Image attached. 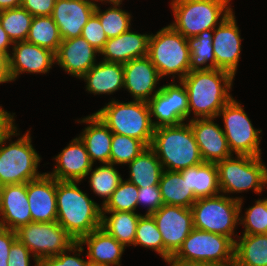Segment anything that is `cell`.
Wrapping results in <instances>:
<instances>
[{"label":"cell","instance_id":"cell-47","mask_svg":"<svg viewBox=\"0 0 267 266\" xmlns=\"http://www.w3.org/2000/svg\"><path fill=\"white\" fill-rule=\"evenodd\" d=\"M16 240V231L0 227V266H8L9 252Z\"/></svg>","mask_w":267,"mask_h":266},{"label":"cell","instance_id":"cell-37","mask_svg":"<svg viewBox=\"0 0 267 266\" xmlns=\"http://www.w3.org/2000/svg\"><path fill=\"white\" fill-rule=\"evenodd\" d=\"M138 245L152 249L164 260L163 239L152 215L142 214L138 220L133 246Z\"/></svg>","mask_w":267,"mask_h":266},{"label":"cell","instance_id":"cell-1","mask_svg":"<svg viewBox=\"0 0 267 266\" xmlns=\"http://www.w3.org/2000/svg\"><path fill=\"white\" fill-rule=\"evenodd\" d=\"M234 76L224 70L190 71L181 82L188 93L189 116L217 118L220 110L233 98L230 90Z\"/></svg>","mask_w":267,"mask_h":266},{"label":"cell","instance_id":"cell-52","mask_svg":"<svg viewBox=\"0 0 267 266\" xmlns=\"http://www.w3.org/2000/svg\"><path fill=\"white\" fill-rule=\"evenodd\" d=\"M22 0H0V11L21 7Z\"/></svg>","mask_w":267,"mask_h":266},{"label":"cell","instance_id":"cell-20","mask_svg":"<svg viewBox=\"0 0 267 266\" xmlns=\"http://www.w3.org/2000/svg\"><path fill=\"white\" fill-rule=\"evenodd\" d=\"M55 164L53 171L47 174L59 181H82L93 168L84 143L77 136L53 158Z\"/></svg>","mask_w":267,"mask_h":266},{"label":"cell","instance_id":"cell-32","mask_svg":"<svg viewBox=\"0 0 267 266\" xmlns=\"http://www.w3.org/2000/svg\"><path fill=\"white\" fill-rule=\"evenodd\" d=\"M159 188L165 205L191 208L197 200L186 182V177H182L178 171L164 170L160 178Z\"/></svg>","mask_w":267,"mask_h":266},{"label":"cell","instance_id":"cell-22","mask_svg":"<svg viewBox=\"0 0 267 266\" xmlns=\"http://www.w3.org/2000/svg\"><path fill=\"white\" fill-rule=\"evenodd\" d=\"M95 8L91 0H56L51 16L62 40L81 36Z\"/></svg>","mask_w":267,"mask_h":266},{"label":"cell","instance_id":"cell-35","mask_svg":"<svg viewBox=\"0 0 267 266\" xmlns=\"http://www.w3.org/2000/svg\"><path fill=\"white\" fill-rule=\"evenodd\" d=\"M89 174L90 177H88ZM87 178H89V184L93 193L99 198H103L102 205L107 202L123 180L115 165L111 163H104L94 168V170L91 169L87 173Z\"/></svg>","mask_w":267,"mask_h":266},{"label":"cell","instance_id":"cell-49","mask_svg":"<svg viewBox=\"0 0 267 266\" xmlns=\"http://www.w3.org/2000/svg\"><path fill=\"white\" fill-rule=\"evenodd\" d=\"M13 82L9 72V56L0 52V84Z\"/></svg>","mask_w":267,"mask_h":266},{"label":"cell","instance_id":"cell-28","mask_svg":"<svg viewBox=\"0 0 267 266\" xmlns=\"http://www.w3.org/2000/svg\"><path fill=\"white\" fill-rule=\"evenodd\" d=\"M237 238L233 266H267V234H242Z\"/></svg>","mask_w":267,"mask_h":266},{"label":"cell","instance_id":"cell-39","mask_svg":"<svg viewBox=\"0 0 267 266\" xmlns=\"http://www.w3.org/2000/svg\"><path fill=\"white\" fill-rule=\"evenodd\" d=\"M147 146L140 140L113 133L110 163L126 165L133 161Z\"/></svg>","mask_w":267,"mask_h":266},{"label":"cell","instance_id":"cell-43","mask_svg":"<svg viewBox=\"0 0 267 266\" xmlns=\"http://www.w3.org/2000/svg\"><path fill=\"white\" fill-rule=\"evenodd\" d=\"M81 36L99 52L103 49L108 37L103 30L99 17L93 13L82 29Z\"/></svg>","mask_w":267,"mask_h":266},{"label":"cell","instance_id":"cell-6","mask_svg":"<svg viewBox=\"0 0 267 266\" xmlns=\"http://www.w3.org/2000/svg\"><path fill=\"white\" fill-rule=\"evenodd\" d=\"M243 197L218 194L197 199L191 207L193 227L199 230L229 237L235 242L236 225L242 212Z\"/></svg>","mask_w":267,"mask_h":266},{"label":"cell","instance_id":"cell-26","mask_svg":"<svg viewBox=\"0 0 267 266\" xmlns=\"http://www.w3.org/2000/svg\"><path fill=\"white\" fill-rule=\"evenodd\" d=\"M77 122L87 125L78 137L84 143L91 162L94 164L97 160L101 164L110 163L113 132L95 113Z\"/></svg>","mask_w":267,"mask_h":266},{"label":"cell","instance_id":"cell-54","mask_svg":"<svg viewBox=\"0 0 267 266\" xmlns=\"http://www.w3.org/2000/svg\"><path fill=\"white\" fill-rule=\"evenodd\" d=\"M229 7H232L231 4H230V1L231 0H223Z\"/></svg>","mask_w":267,"mask_h":266},{"label":"cell","instance_id":"cell-5","mask_svg":"<svg viewBox=\"0 0 267 266\" xmlns=\"http://www.w3.org/2000/svg\"><path fill=\"white\" fill-rule=\"evenodd\" d=\"M94 113L113 133L136 138L147 147L151 146L155 128L147 101L119 102L112 98Z\"/></svg>","mask_w":267,"mask_h":266},{"label":"cell","instance_id":"cell-38","mask_svg":"<svg viewBox=\"0 0 267 266\" xmlns=\"http://www.w3.org/2000/svg\"><path fill=\"white\" fill-rule=\"evenodd\" d=\"M121 8L120 5H111L104 12L100 6L95 8L94 13L99 17L108 39L117 37L131 28L132 16Z\"/></svg>","mask_w":267,"mask_h":266},{"label":"cell","instance_id":"cell-51","mask_svg":"<svg viewBox=\"0 0 267 266\" xmlns=\"http://www.w3.org/2000/svg\"><path fill=\"white\" fill-rule=\"evenodd\" d=\"M166 263L169 266H214L211 264L200 263V262H195V261H185V260L175 259L173 256L169 258L166 261Z\"/></svg>","mask_w":267,"mask_h":266},{"label":"cell","instance_id":"cell-44","mask_svg":"<svg viewBox=\"0 0 267 266\" xmlns=\"http://www.w3.org/2000/svg\"><path fill=\"white\" fill-rule=\"evenodd\" d=\"M137 198L138 205H143L147 208L145 214L151 215L163 205L159 185L138 188Z\"/></svg>","mask_w":267,"mask_h":266},{"label":"cell","instance_id":"cell-45","mask_svg":"<svg viewBox=\"0 0 267 266\" xmlns=\"http://www.w3.org/2000/svg\"><path fill=\"white\" fill-rule=\"evenodd\" d=\"M31 258L35 262V266H40V262L36 257L17 239L11 246L8 266H30Z\"/></svg>","mask_w":267,"mask_h":266},{"label":"cell","instance_id":"cell-8","mask_svg":"<svg viewBox=\"0 0 267 266\" xmlns=\"http://www.w3.org/2000/svg\"><path fill=\"white\" fill-rule=\"evenodd\" d=\"M148 57L161 78L177 75L181 81L190 72V52L187 38L170 25L161 28L149 38Z\"/></svg>","mask_w":267,"mask_h":266},{"label":"cell","instance_id":"cell-3","mask_svg":"<svg viewBox=\"0 0 267 266\" xmlns=\"http://www.w3.org/2000/svg\"><path fill=\"white\" fill-rule=\"evenodd\" d=\"M18 129L14 124L0 140V186L27 183L44 174L38 172L41 157L32 145L30 131L20 136Z\"/></svg>","mask_w":267,"mask_h":266},{"label":"cell","instance_id":"cell-25","mask_svg":"<svg viewBox=\"0 0 267 266\" xmlns=\"http://www.w3.org/2000/svg\"><path fill=\"white\" fill-rule=\"evenodd\" d=\"M80 245H87L86 257L91 266H120L125 246L101 227L83 236Z\"/></svg>","mask_w":267,"mask_h":266},{"label":"cell","instance_id":"cell-2","mask_svg":"<svg viewBox=\"0 0 267 266\" xmlns=\"http://www.w3.org/2000/svg\"><path fill=\"white\" fill-rule=\"evenodd\" d=\"M80 181L56 180L57 222L78 242L101 227L102 206L80 190Z\"/></svg>","mask_w":267,"mask_h":266},{"label":"cell","instance_id":"cell-14","mask_svg":"<svg viewBox=\"0 0 267 266\" xmlns=\"http://www.w3.org/2000/svg\"><path fill=\"white\" fill-rule=\"evenodd\" d=\"M151 215L163 239L164 262H166L178 251L194 228L193 213L191 208L163 204Z\"/></svg>","mask_w":267,"mask_h":266},{"label":"cell","instance_id":"cell-24","mask_svg":"<svg viewBox=\"0 0 267 266\" xmlns=\"http://www.w3.org/2000/svg\"><path fill=\"white\" fill-rule=\"evenodd\" d=\"M150 35L137 33L130 28L117 37L109 38L100 51V55L104 56L101 60L124 64L148 56Z\"/></svg>","mask_w":267,"mask_h":266},{"label":"cell","instance_id":"cell-12","mask_svg":"<svg viewBox=\"0 0 267 266\" xmlns=\"http://www.w3.org/2000/svg\"><path fill=\"white\" fill-rule=\"evenodd\" d=\"M17 239L41 262L68 250L76 240L57 222H31L16 230Z\"/></svg>","mask_w":267,"mask_h":266},{"label":"cell","instance_id":"cell-48","mask_svg":"<svg viewBox=\"0 0 267 266\" xmlns=\"http://www.w3.org/2000/svg\"><path fill=\"white\" fill-rule=\"evenodd\" d=\"M15 113H10L0 106V140L4 134L15 124Z\"/></svg>","mask_w":267,"mask_h":266},{"label":"cell","instance_id":"cell-15","mask_svg":"<svg viewBox=\"0 0 267 266\" xmlns=\"http://www.w3.org/2000/svg\"><path fill=\"white\" fill-rule=\"evenodd\" d=\"M240 36L234 12L213 29L212 43L216 69L227 71L234 77L240 62L242 48Z\"/></svg>","mask_w":267,"mask_h":266},{"label":"cell","instance_id":"cell-36","mask_svg":"<svg viewBox=\"0 0 267 266\" xmlns=\"http://www.w3.org/2000/svg\"><path fill=\"white\" fill-rule=\"evenodd\" d=\"M33 16L24 8L0 11V24L13 43L26 41Z\"/></svg>","mask_w":267,"mask_h":266},{"label":"cell","instance_id":"cell-34","mask_svg":"<svg viewBox=\"0 0 267 266\" xmlns=\"http://www.w3.org/2000/svg\"><path fill=\"white\" fill-rule=\"evenodd\" d=\"M27 42L46 48L55 54L62 42L59 29L52 16L33 17Z\"/></svg>","mask_w":267,"mask_h":266},{"label":"cell","instance_id":"cell-50","mask_svg":"<svg viewBox=\"0 0 267 266\" xmlns=\"http://www.w3.org/2000/svg\"><path fill=\"white\" fill-rule=\"evenodd\" d=\"M10 46H13V42L8 37L7 32L2 28L0 24V52L6 53L8 56H10Z\"/></svg>","mask_w":267,"mask_h":266},{"label":"cell","instance_id":"cell-7","mask_svg":"<svg viewBox=\"0 0 267 266\" xmlns=\"http://www.w3.org/2000/svg\"><path fill=\"white\" fill-rule=\"evenodd\" d=\"M170 6L174 15L170 26L185 38L216 28L233 12L220 0H171Z\"/></svg>","mask_w":267,"mask_h":266},{"label":"cell","instance_id":"cell-33","mask_svg":"<svg viewBox=\"0 0 267 266\" xmlns=\"http://www.w3.org/2000/svg\"><path fill=\"white\" fill-rule=\"evenodd\" d=\"M212 38L213 29L205 30L197 36L187 38V45L191 55L190 71L216 69Z\"/></svg>","mask_w":267,"mask_h":266},{"label":"cell","instance_id":"cell-40","mask_svg":"<svg viewBox=\"0 0 267 266\" xmlns=\"http://www.w3.org/2000/svg\"><path fill=\"white\" fill-rule=\"evenodd\" d=\"M138 187L122 180L107 202L102 206V211H127L136 212L138 207Z\"/></svg>","mask_w":267,"mask_h":266},{"label":"cell","instance_id":"cell-23","mask_svg":"<svg viewBox=\"0 0 267 266\" xmlns=\"http://www.w3.org/2000/svg\"><path fill=\"white\" fill-rule=\"evenodd\" d=\"M27 197L32 222L57 221L56 179L45 172L27 182Z\"/></svg>","mask_w":267,"mask_h":266},{"label":"cell","instance_id":"cell-30","mask_svg":"<svg viewBox=\"0 0 267 266\" xmlns=\"http://www.w3.org/2000/svg\"><path fill=\"white\" fill-rule=\"evenodd\" d=\"M129 165V182L138 188L159 185L164 171L156 153L149 146L143 150Z\"/></svg>","mask_w":267,"mask_h":266},{"label":"cell","instance_id":"cell-53","mask_svg":"<svg viewBox=\"0 0 267 266\" xmlns=\"http://www.w3.org/2000/svg\"><path fill=\"white\" fill-rule=\"evenodd\" d=\"M93 3H94V5L96 6V7H98L99 5H98V3L97 2H101V3H105L106 4V2L107 3H109L110 5H121L122 4V2H123V0H91Z\"/></svg>","mask_w":267,"mask_h":266},{"label":"cell","instance_id":"cell-42","mask_svg":"<svg viewBox=\"0 0 267 266\" xmlns=\"http://www.w3.org/2000/svg\"><path fill=\"white\" fill-rule=\"evenodd\" d=\"M83 251V246L76 242L71 248L61 252L59 255L43 259L40 262V266H91L88 259L80 258ZM71 252H73V255H70Z\"/></svg>","mask_w":267,"mask_h":266},{"label":"cell","instance_id":"cell-21","mask_svg":"<svg viewBox=\"0 0 267 266\" xmlns=\"http://www.w3.org/2000/svg\"><path fill=\"white\" fill-rule=\"evenodd\" d=\"M100 52L82 36L62 40L56 57V64L66 73L78 79L82 78L97 62Z\"/></svg>","mask_w":267,"mask_h":266},{"label":"cell","instance_id":"cell-10","mask_svg":"<svg viewBox=\"0 0 267 266\" xmlns=\"http://www.w3.org/2000/svg\"><path fill=\"white\" fill-rule=\"evenodd\" d=\"M173 257L214 266H233L234 242L227 236L193 228Z\"/></svg>","mask_w":267,"mask_h":266},{"label":"cell","instance_id":"cell-4","mask_svg":"<svg viewBox=\"0 0 267 266\" xmlns=\"http://www.w3.org/2000/svg\"><path fill=\"white\" fill-rule=\"evenodd\" d=\"M164 170L181 171L203 163L189 123L154 129L150 146Z\"/></svg>","mask_w":267,"mask_h":266},{"label":"cell","instance_id":"cell-9","mask_svg":"<svg viewBox=\"0 0 267 266\" xmlns=\"http://www.w3.org/2000/svg\"><path fill=\"white\" fill-rule=\"evenodd\" d=\"M220 193H242L250 189L261 194L267 188V166L261 156L232 155L216 163Z\"/></svg>","mask_w":267,"mask_h":266},{"label":"cell","instance_id":"cell-17","mask_svg":"<svg viewBox=\"0 0 267 266\" xmlns=\"http://www.w3.org/2000/svg\"><path fill=\"white\" fill-rule=\"evenodd\" d=\"M124 88L133 100L149 101L161 88L162 79L148 56L136 58L123 64Z\"/></svg>","mask_w":267,"mask_h":266},{"label":"cell","instance_id":"cell-29","mask_svg":"<svg viewBox=\"0 0 267 266\" xmlns=\"http://www.w3.org/2000/svg\"><path fill=\"white\" fill-rule=\"evenodd\" d=\"M179 172L182 177H186V182L194 192L196 199L220 194L216 163L203 162Z\"/></svg>","mask_w":267,"mask_h":266},{"label":"cell","instance_id":"cell-16","mask_svg":"<svg viewBox=\"0 0 267 266\" xmlns=\"http://www.w3.org/2000/svg\"><path fill=\"white\" fill-rule=\"evenodd\" d=\"M56 64L55 53L27 41L13 43L9 56V72L12 81L23 73L47 74Z\"/></svg>","mask_w":267,"mask_h":266},{"label":"cell","instance_id":"cell-46","mask_svg":"<svg viewBox=\"0 0 267 266\" xmlns=\"http://www.w3.org/2000/svg\"><path fill=\"white\" fill-rule=\"evenodd\" d=\"M56 0H22L21 7L26 9L33 17L50 16Z\"/></svg>","mask_w":267,"mask_h":266},{"label":"cell","instance_id":"cell-31","mask_svg":"<svg viewBox=\"0 0 267 266\" xmlns=\"http://www.w3.org/2000/svg\"><path fill=\"white\" fill-rule=\"evenodd\" d=\"M141 215L137 212L102 211L101 228L125 247H130L134 244L136 227Z\"/></svg>","mask_w":267,"mask_h":266},{"label":"cell","instance_id":"cell-13","mask_svg":"<svg viewBox=\"0 0 267 266\" xmlns=\"http://www.w3.org/2000/svg\"><path fill=\"white\" fill-rule=\"evenodd\" d=\"M161 86L160 90L148 101L151 121L154 128L177 126L189 121L188 93L180 81ZM153 118L155 119H152Z\"/></svg>","mask_w":267,"mask_h":266},{"label":"cell","instance_id":"cell-11","mask_svg":"<svg viewBox=\"0 0 267 266\" xmlns=\"http://www.w3.org/2000/svg\"><path fill=\"white\" fill-rule=\"evenodd\" d=\"M222 116L224 135L232 154L261 156L262 130L255 129L250 118L235 98H232L218 113Z\"/></svg>","mask_w":267,"mask_h":266},{"label":"cell","instance_id":"cell-41","mask_svg":"<svg viewBox=\"0 0 267 266\" xmlns=\"http://www.w3.org/2000/svg\"><path fill=\"white\" fill-rule=\"evenodd\" d=\"M239 224L244 227L243 234H267V198L258 199L246 208L244 216H239Z\"/></svg>","mask_w":267,"mask_h":266},{"label":"cell","instance_id":"cell-18","mask_svg":"<svg viewBox=\"0 0 267 266\" xmlns=\"http://www.w3.org/2000/svg\"><path fill=\"white\" fill-rule=\"evenodd\" d=\"M215 119L195 118L188 121L203 162L217 163L233 155L224 132L219 124L215 123Z\"/></svg>","mask_w":267,"mask_h":266},{"label":"cell","instance_id":"cell-27","mask_svg":"<svg viewBox=\"0 0 267 266\" xmlns=\"http://www.w3.org/2000/svg\"><path fill=\"white\" fill-rule=\"evenodd\" d=\"M123 64L99 61L80 79L86 82V91L94 95H112L124 88Z\"/></svg>","mask_w":267,"mask_h":266},{"label":"cell","instance_id":"cell-19","mask_svg":"<svg viewBox=\"0 0 267 266\" xmlns=\"http://www.w3.org/2000/svg\"><path fill=\"white\" fill-rule=\"evenodd\" d=\"M31 222L27 183L0 186V227L16 231Z\"/></svg>","mask_w":267,"mask_h":266}]
</instances>
